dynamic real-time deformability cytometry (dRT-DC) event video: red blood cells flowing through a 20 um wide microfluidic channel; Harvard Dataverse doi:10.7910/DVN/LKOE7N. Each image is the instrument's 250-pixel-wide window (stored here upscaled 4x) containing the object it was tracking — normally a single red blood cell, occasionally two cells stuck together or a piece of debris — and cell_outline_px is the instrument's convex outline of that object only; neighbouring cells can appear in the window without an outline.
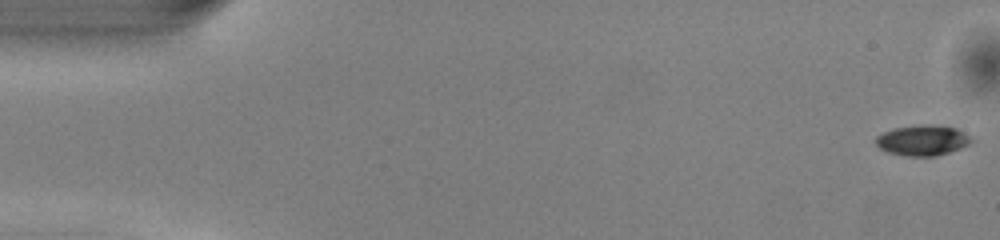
{"species": "common noctule bat (a hibernating species)", "species_latin": "Nyctalus noctula", "temperature_condition": "warm", "stored_images_in_passage": 50, "camera_frame_rate_fps": 3000, "um_per_image_px": 0.085, "animal": {"sex": "male", "body_mass_g": 13.0, "forearm_length_mm": 53.1}, "frame": {"image": 1, "passage_image": 1, "time_ms": 0.0, "image_size_px": [1000, 240], "cell_outline_px": [[976, 140], [960, 148], [936, 156], [904, 156], [888, 152], [880, 148], [876, 144], [876, 136], [884, 132], [896, 128], [956, 128]], "centroid_in_image_um": [78.41, 12.0], "position_along_channel_um": 6.6, "area_um2": 15.9}}
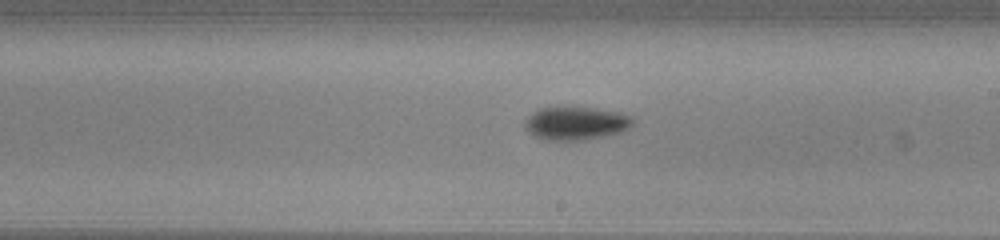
{"frame": {"image": 2, "passage_image": 29, "time_ms": 9.333, "image_size_px": [1000, 240], "cell_outline_px": [[632, 124], [628, 128], [620, 132], [584, 140], [544, 140], [532, 136], [524, 128], [524, 120], [532, 112], [540, 108], [560, 104], [592, 108], [620, 112], [628, 116], [632, 120]], "centroid_in_image_um": [48.83, 10.44], "position_along_channel_um": 240.2, "area_um2": 21.44}}
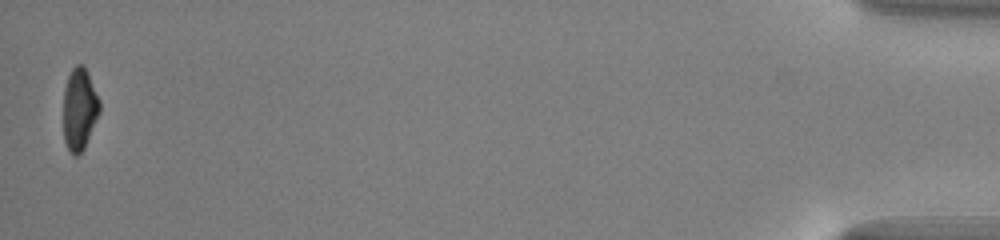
{"frame": {"image": 3, "passage_image": 50, "time_ms": 16.333, "image_size_px": [1000, 240], "cell_outline_px": [[100, 112], [84, 148], [76, 156], [72, 156], [64, 140], [64, 88], [68, 76], [72, 68], [76, 64], [84, 64], [100, 100]], "centroid_in_image_um": [6.76, 9.25], "position_along_channel_um": 428.4, "area_um2": 17.34}, "authors_computed_cell_mechanics": {"area_um2": 18.6694, "velocity_mm_per_s": 4.1055, "shape_relaxation_time_tau1_ms": 2.3679, "shape_relaxation_time_tau2_ms": null, "deformation_change_tau1": 0.117, "deformation_change_tau2": null}}